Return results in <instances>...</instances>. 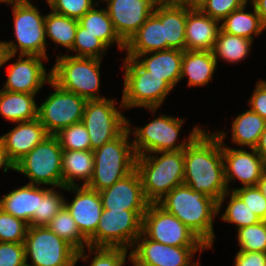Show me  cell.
<instances>
[{"label": "cell", "mask_w": 266, "mask_h": 266, "mask_svg": "<svg viewBox=\"0 0 266 266\" xmlns=\"http://www.w3.org/2000/svg\"><path fill=\"white\" fill-rule=\"evenodd\" d=\"M184 184L218 202V214L229 196L225 180L222 142L202 130L184 149Z\"/></svg>", "instance_id": "obj_1"}, {"label": "cell", "mask_w": 266, "mask_h": 266, "mask_svg": "<svg viewBox=\"0 0 266 266\" xmlns=\"http://www.w3.org/2000/svg\"><path fill=\"white\" fill-rule=\"evenodd\" d=\"M157 204L178 218L211 249L215 238L213 219L218 215L216 200L183 183L173 188Z\"/></svg>", "instance_id": "obj_2"}, {"label": "cell", "mask_w": 266, "mask_h": 266, "mask_svg": "<svg viewBox=\"0 0 266 266\" xmlns=\"http://www.w3.org/2000/svg\"><path fill=\"white\" fill-rule=\"evenodd\" d=\"M157 154H161L160 157ZM135 169L146 200L157 203L173 188L184 183V150L136 156Z\"/></svg>", "instance_id": "obj_3"}, {"label": "cell", "mask_w": 266, "mask_h": 266, "mask_svg": "<svg viewBox=\"0 0 266 266\" xmlns=\"http://www.w3.org/2000/svg\"><path fill=\"white\" fill-rule=\"evenodd\" d=\"M129 122L118 137L93 151L94 172L88 188L100 192L135 169L136 154L132 141L130 144L128 140L132 132Z\"/></svg>", "instance_id": "obj_4"}, {"label": "cell", "mask_w": 266, "mask_h": 266, "mask_svg": "<svg viewBox=\"0 0 266 266\" xmlns=\"http://www.w3.org/2000/svg\"><path fill=\"white\" fill-rule=\"evenodd\" d=\"M101 60L92 57L58 55L55 65L49 71L51 80L64 90L87 100L106 99L99 94Z\"/></svg>", "instance_id": "obj_5"}, {"label": "cell", "mask_w": 266, "mask_h": 266, "mask_svg": "<svg viewBox=\"0 0 266 266\" xmlns=\"http://www.w3.org/2000/svg\"><path fill=\"white\" fill-rule=\"evenodd\" d=\"M124 89L120 106L144 107L153 114L173 88L163 79L145 70L135 59L125 58Z\"/></svg>", "instance_id": "obj_6"}, {"label": "cell", "mask_w": 266, "mask_h": 266, "mask_svg": "<svg viewBox=\"0 0 266 266\" xmlns=\"http://www.w3.org/2000/svg\"><path fill=\"white\" fill-rule=\"evenodd\" d=\"M62 152L58 138L48 135L15 164V170L30 179L29 184L63 187Z\"/></svg>", "instance_id": "obj_7"}, {"label": "cell", "mask_w": 266, "mask_h": 266, "mask_svg": "<svg viewBox=\"0 0 266 266\" xmlns=\"http://www.w3.org/2000/svg\"><path fill=\"white\" fill-rule=\"evenodd\" d=\"M183 123V118L160 115L144 127L135 128L131 134L136 137L132 141L136 156L184 150L202 129L194 127L186 141L183 140L182 143L175 145Z\"/></svg>", "instance_id": "obj_8"}, {"label": "cell", "mask_w": 266, "mask_h": 266, "mask_svg": "<svg viewBox=\"0 0 266 266\" xmlns=\"http://www.w3.org/2000/svg\"><path fill=\"white\" fill-rule=\"evenodd\" d=\"M14 16V33L17 44L5 41L9 54L38 55L48 58L46 53L45 16L41 15L29 0H18L12 3Z\"/></svg>", "instance_id": "obj_9"}, {"label": "cell", "mask_w": 266, "mask_h": 266, "mask_svg": "<svg viewBox=\"0 0 266 266\" xmlns=\"http://www.w3.org/2000/svg\"><path fill=\"white\" fill-rule=\"evenodd\" d=\"M144 214L145 212L103 209L96 233L88 240L89 246L132 248L142 233Z\"/></svg>", "instance_id": "obj_10"}, {"label": "cell", "mask_w": 266, "mask_h": 266, "mask_svg": "<svg viewBox=\"0 0 266 266\" xmlns=\"http://www.w3.org/2000/svg\"><path fill=\"white\" fill-rule=\"evenodd\" d=\"M30 266H75L77 251L47 226H29L24 241Z\"/></svg>", "instance_id": "obj_11"}, {"label": "cell", "mask_w": 266, "mask_h": 266, "mask_svg": "<svg viewBox=\"0 0 266 266\" xmlns=\"http://www.w3.org/2000/svg\"><path fill=\"white\" fill-rule=\"evenodd\" d=\"M54 88L47 99L38 106L37 119L48 135H56L62 129L82 120L87 99L64 90L52 80L48 82Z\"/></svg>", "instance_id": "obj_12"}, {"label": "cell", "mask_w": 266, "mask_h": 266, "mask_svg": "<svg viewBox=\"0 0 266 266\" xmlns=\"http://www.w3.org/2000/svg\"><path fill=\"white\" fill-rule=\"evenodd\" d=\"M142 232L151 240L176 247H208L193 231L157 203H149Z\"/></svg>", "instance_id": "obj_13"}, {"label": "cell", "mask_w": 266, "mask_h": 266, "mask_svg": "<svg viewBox=\"0 0 266 266\" xmlns=\"http://www.w3.org/2000/svg\"><path fill=\"white\" fill-rule=\"evenodd\" d=\"M127 121L114 99L88 100L81 122L89 134L91 150L118 137L127 128Z\"/></svg>", "instance_id": "obj_14"}, {"label": "cell", "mask_w": 266, "mask_h": 266, "mask_svg": "<svg viewBox=\"0 0 266 266\" xmlns=\"http://www.w3.org/2000/svg\"><path fill=\"white\" fill-rule=\"evenodd\" d=\"M205 249L209 247L165 245L149 239L142 232L135 240L134 247L129 253V260L134 266H199V260L191 264V258H194L193 254L198 250Z\"/></svg>", "instance_id": "obj_15"}, {"label": "cell", "mask_w": 266, "mask_h": 266, "mask_svg": "<svg viewBox=\"0 0 266 266\" xmlns=\"http://www.w3.org/2000/svg\"><path fill=\"white\" fill-rule=\"evenodd\" d=\"M222 142L225 180L229 191L230 182L234 179L241 181L243 187L257 186L266 164L262 157L251 148V152L241 149L229 148L224 145L225 132L215 133Z\"/></svg>", "instance_id": "obj_16"}, {"label": "cell", "mask_w": 266, "mask_h": 266, "mask_svg": "<svg viewBox=\"0 0 266 266\" xmlns=\"http://www.w3.org/2000/svg\"><path fill=\"white\" fill-rule=\"evenodd\" d=\"M119 37L126 43L153 13L157 0H102Z\"/></svg>", "instance_id": "obj_17"}, {"label": "cell", "mask_w": 266, "mask_h": 266, "mask_svg": "<svg viewBox=\"0 0 266 266\" xmlns=\"http://www.w3.org/2000/svg\"><path fill=\"white\" fill-rule=\"evenodd\" d=\"M42 59L48 60L38 55L20 54L18 60L6 69L8 76L3 90L37 94L51 80V73L47 75Z\"/></svg>", "instance_id": "obj_18"}, {"label": "cell", "mask_w": 266, "mask_h": 266, "mask_svg": "<svg viewBox=\"0 0 266 266\" xmlns=\"http://www.w3.org/2000/svg\"><path fill=\"white\" fill-rule=\"evenodd\" d=\"M103 209L146 212V200L140 176L136 169L112 186L99 192Z\"/></svg>", "instance_id": "obj_19"}, {"label": "cell", "mask_w": 266, "mask_h": 266, "mask_svg": "<svg viewBox=\"0 0 266 266\" xmlns=\"http://www.w3.org/2000/svg\"><path fill=\"white\" fill-rule=\"evenodd\" d=\"M64 190L76 192L72 202L67 203L65 198V207L71 213L80 233L89 240L96 233L103 211L100 194L82 185L65 187Z\"/></svg>", "instance_id": "obj_20"}, {"label": "cell", "mask_w": 266, "mask_h": 266, "mask_svg": "<svg viewBox=\"0 0 266 266\" xmlns=\"http://www.w3.org/2000/svg\"><path fill=\"white\" fill-rule=\"evenodd\" d=\"M48 133L38 119L19 122L15 128L0 136L4 143L8 158L15 165L36 145L41 143Z\"/></svg>", "instance_id": "obj_21"}, {"label": "cell", "mask_w": 266, "mask_h": 266, "mask_svg": "<svg viewBox=\"0 0 266 266\" xmlns=\"http://www.w3.org/2000/svg\"><path fill=\"white\" fill-rule=\"evenodd\" d=\"M219 30V21L212 19L201 10L187 8L186 50L212 51Z\"/></svg>", "instance_id": "obj_22"}, {"label": "cell", "mask_w": 266, "mask_h": 266, "mask_svg": "<svg viewBox=\"0 0 266 266\" xmlns=\"http://www.w3.org/2000/svg\"><path fill=\"white\" fill-rule=\"evenodd\" d=\"M153 14L164 25L166 50H186L185 29L187 8L180 3H161L155 5Z\"/></svg>", "instance_id": "obj_23"}, {"label": "cell", "mask_w": 266, "mask_h": 266, "mask_svg": "<svg viewBox=\"0 0 266 266\" xmlns=\"http://www.w3.org/2000/svg\"><path fill=\"white\" fill-rule=\"evenodd\" d=\"M183 52V50L168 49L140 54L134 59L145 70L151 72L152 75L163 77L174 88L181 81Z\"/></svg>", "instance_id": "obj_24"}, {"label": "cell", "mask_w": 266, "mask_h": 266, "mask_svg": "<svg viewBox=\"0 0 266 266\" xmlns=\"http://www.w3.org/2000/svg\"><path fill=\"white\" fill-rule=\"evenodd\" d=\"M127 58L137 55L166 50L164 25L152 13L145 23L125 43Z\"/></svg>", "instance_id": "obj_25"}, {"label": "cell", "mask_w": 266, "mask_h": 266, "mask_svg": "<svg viewBox=\"0 0 266 266\" xmlns=\"http://www.w3.org/2000/svg\"><path fill=\"white\" fill-rule=\"evenodd\" d=\"M217 61L212 51L184 50L181 67V80L188 77V86H204L211 80Z\"/></svg>", "instance_id": "obj_26"}, {"label": "cell", "mask_w": 266, "mask_h": 266, "mask_svg": "<svg viewBox=\"0 0 266 266\" xmlns=\"http://www.w3.org/2000/svg\"><path fill=\"white\" fill-rule=\"evenodd\" d=\"M39 187L35 184H26L23 187L13 189L0 199V208L28 225L38 212Z\"/></svg>", "instance_id": "obj_27"}, {"label": "cell", "mask_w": 266, "mask_h": 266, "mask_svg": "<svg viewBox=\"0 0 266 266\" xmlns=\"http://www.w3.org/2000/svg\"><path fill=\"white\" fill-rule=\"evenodd\" d=\"M94 172V157L92 150H63L62 176L63 187L77 186L75 179L84 180L82 186H87Z\"/></svg>", "instance_id": "obj_28"}, {"label": "cell", "mask_w": 266, "mask_h": 266, "mask_svg": "<svg viewBox=\"0 0 266 266\" xmlns=\"http://www.w3.org/2000/svg\"><path fill=\"white\" fill-rule=\"evenodd\" d=\"M36 94L0 90V114L10 122H27L37 119Z\"/></svg>", "instance_id": "obj_29"}, {"label": "cell", "mask_w": 266, "mask_h": 266, "mask_svg": "<svg viewBox=\"0 0 266 266\" xmlns=\"http://www.w3.org/2000/svg\"><path fill=\"white\" fill-rule=\"evenodd\" d=\"M84 32H89L100 39L107 47L117 43L118 49L125 50V42L117 34L106 8L86 12L79 20Z\"/></svg>", "instance_id": "obj_30"}, {"label": "cell", "mask_w": 266, "mask_h": 266, "mask_svg": "<svg viewBox=\"0 0 266 266\" xmlns=\"http://www.w3.org/2000/svg\"><path fill=\"white\" fill-rule=\"evenodd\" d=\"M47 227L77 251V261L80 259L86 261L89 258V255L84 252L85 246H89L88 240L80 233L75 220L65 206L53 217Z\"/></svg>", "instance_id": "obj_31"}, {"label": "cell", "mask_w": 266, "mask_h": 266, "mask_svg": "<svg viewBox=\"0 0 266 266\" xmlns=\"http://www.w3.org/2000/svg\"><path fill=\"white\" fill-rule=\"evenodd\" d=\"M246 5L232 11L220 23V28L229 34L244 37L253 40V35H260L266 26L260 19V16L255 11L245 12ZM224 21V22H223Z\"/></svg>", "instance_id": "obj_32"}, {"label": "cell", "mask_w": 266, "mask_h": 266, "mask_svg": "<svg viewBox=\"0 0 266 266\" xmlns=\"http://www.w3.org/2000/svg\"><path fill=\"white\" fill-rule=\"evenodd\" d=\"M265 124V119L248 109L239 114L232 123V142L242 147L255 148Z\"/></svg>", "instance_id": "obj_33"}, {"label": "cell", "mask_w": 266, "mask_h": 266, "mask_svg": "<svg viewBox=\"0 0 266 266\" xmlns=\"http://www.w3.org/2000/svg\"><path fill=\"white\" fill-rule=\"evenodd\" d=\"M252 42L251 39L226 33L220 28L212 52L216 61L221 58L236 63L248 56Z\"/></svg>", "instance_id": "obj_34"}, {"label": "cell", "mask_w": 266, "mask_h": 266, "mask_svg": "<svg viewBox=\"0 0 266 266\" xmlns=\"http://www.w3.org/2000/svg\"><path fill=\"white\" fill-rule=\"evenodd\" d=\"M79 21L51 11L45 15V34L54 43L72 50Z\"/></svg>", "instance_id": "obj_35"}, {"label": "cell", "mask_w": 266, "mask_h": 266, "mask_svg": "<svg viewBox=\"0 0 266 266\" xmlns=\"http://www.w3.org/2000/svg\"><path fill=\"white\" fill-rule=\"evenodd\" d=\"M65 206V198L52 188L39 187L38 212L34 213L28 226H47Z\"/></svg>", "instance_id": "obj_36"}, {"label": "cell", "mask_w": 266, "mask_h": 266, "mask_svg": "<svg viewBox=\"0 0 266 266\" xmlns=\"http://www.w3.org/2000/svg\"><path fill=\"white\" fill-rule=\"evenodd\" d=\"M237 232L239 251L266 252V221L239 228Z\"/></svg>", "instance_id": "obj_37"}, {"label": "cell", "mask_w": 266, "mask_h": 266, "mask_svg": "<svg viewBox=\"0 0 266 266\" xmlns=\"http://www.w3.org/2000/svg\"><path fill=\"white\" fill-rule=\"evenodd\" d=\"M221 219L236 224L237 230L261 221L233 191H231L230 201Z\"/></svg>", "instance_id": "obj_38"}, {"label": "cell", "mask_w": 266, "mask_h": 266, "mask_svg": "<svg viewBox=\"0 0 266 266\" xmlns=\"http://www.w3.org/2000/svg\"><path fill=\"white\" fill-rule=\"evenodd\" d=\"M107 48L100 39L89 32H84V28L78 24L72 47V52L75 51L77 54L72 56L102 59V54L105 53Z\"/></svg>", "instance_id": "obj_39"}, {"label": "cell", "mask_w": 266, "mask_h": 266, "mask_svg": "<svg viewBox=\"0 0 266 266\" xmlns=\"http://www.w3.org/2000/svg\"><path fill=\"white\" fill-rule=\"evenodd\" d=\"M55 136L63 150H91L89 134L81 121L62 129Z\"/></svg>", "instance_id": "obj_40"}, {"label": "cell", "mask_w": 266, "mask_h": 266, "mask_svg": "<svg viewBox=\"0 0 266 266\" xmlns=\"http://www.w3.org/2000/svg\"><path fill=\"white\" fill-rule=\"evenodd\" d=\"M28 224L0 208V242H24Z\"/></svg>", "instance_id": "obj_41"}, {"label": "cell", "mask_w": 266, "mask_h": 266, "mask_svg": "<svg viewBox=\"0 0 266 266\" xmlns=\"http://www.w3.org/2000/svg\"><path fill=\"white\" fill-rule=\"evenodd\" d=\"M53 12L79 20L86 12L98 5L93 0H46Z\"/></svg>", "instance_id": "obj_42"}, {"label": "cell", "mask_w": 266, "mask_h": 266, "mask_svg": "<svg viewBox=\"0 0 266 266\" xmlns=\"http://www.w3.org/2000/svg\"><path fill=\"white\" fill-rule=\"evenodd\" d=\"M88 253H95L90 266H123L126 264L128 249L119 247H91Z\"/></svg>", "instance_id": "obj_43"}, {"label": "cell", "mask_w": 266, "mask_h": 266, "mask_svg": "<svg viewBox=\"0 0 266 266\" xmlns=\"http://www.w3.org/2000/svg\"><path fill=\"white\" fill-rule=\"evenodd\" d=\"M261 221H266V198L258 186L233 188L232 190Z\"/></svg>", "instance_id": "obj_44"}, {"label": "cell", "mask_w": 266, "mask_h": 266, "mask_svg": "<svg viewBox=\"0 0 266 266\" xmlns=\"http://www.w3.org/2000/svg\"><path fill=\"white\" fill-rule=\"evenodd\" d=\"M249 0H209L201 10L212 19L222 22L232 11L244 6Z\"/></svg>", "instance_id": "obj_45"}, {"label": "cell", "mask_w": 266, "mask_h": 266, "mask_svg": "<svg viewBox=\"0 0 266 266\" xmlns=\"http://www.w3.org/2000/svg\"><path fill=\"white\" fill-rule=\"evenodd\" d=\"M25 264L24 242H0V266H23Z\"/></svg>", "instance_id": "obj_46"}, {"label": "cell", "mask_w": 266, "mask_h": 266, "mask_svg": "<svg viewBox=\"0 0 266 266\" xmlns=\"http://www.w3.org/2000/svg\"><path fill=\"white\" fill-rule=\"evenodd\" d=\"M250 109L266 120V81H258L249 100Z\"/></svg>", "instance_id": "obj_47"}, {"label": "cell", "mask_w": 266, "mask_h": 266, "mask_svg": "<svg viewBox=\"0 0 266 266\" xmlns=\"http://www.w3.org/2000/svg\"><path fill=\"white\" fill-rule=\"evenodd\" d=\"M235 266H266V252L238 251L235 256Z\"/></svg>", "instance_id": "obj_48"}, {"label": "cell", "mask_w": 266, "mask_h": 266, "mask_svg": "<svg viewBox=\"0 0 266 266\" xmlns=\"http://www.w3.org/2000/svg\"><path fill=\"white\" fill-rule=\"evenodd\" d=\"M4 173L8 171V169L15 170V165L12 161L8 158L7 152L4 147V143L0 138V169L3 168Z\"/></svg>", "instance_id": "obj_49"}, {"label": "cell", "mask_w": 266, "mask_h": 266, "mask_svg": "<svg viewBox=\"0 0 266 266\" xmlns=\"http://www.w3.org/2000/svg\"><path fill=\"white\" fill-rule=\"evenodd\" d=\"M251 4L266 26V0H251Z\"/></svg>", "instance_id": "obj_50"}, {"label": "cell", "mask_w": 266, "mask_h": 266, "mask_svg": "<svg viewBox=\"0 0 266 266\" xmlns=\"http://www.w3.org/2000/svg\"><path fill=\"white\" fill-rule=\"evenodd\" d=\"M256 152L262 157L264 163L266 164V124L265 128L260 135L257 146L255 147Z\"/></svg>", "instance_id": "obj_51"}, {"label": "cell", "mask_w": 266, "mask_h": 266, "mask_svg": "<svg viewBox=\"0 0 266 266\" xmlns=\"http://www.w3.org/2000/svg\"><path fill=\"white\" fill-rule=\"evenodd\" d=\"M209 0H182L181 5L189 10H202Z\"/></svg>", "instance_id": "obj_52"}, {"label": "cell", "mask_w": 266, "mask_h": 266, "mask_svg": "<svg viewBox=\"0 0 266 266\" xmlns=\"http://www.w3.org/2000/svg\"><path fill=\"white\" fill-rule=\"evenodd\" d=\"M15 57L14 54H9L6 51L5 41L0 42V67L7 63L11 58Z\"/></svg>", "instance_id": "obj_53"}, {"label": "cell", "mask_w": 266, "mask_h": 266, "mask_svg": "<svg viewBox=\"0 0 266 266\" xmlns=\"http://www.w3.org/2000/svg\"><path fill=\"white\" fill-rule=\"evenodd\" d=\"M257 186L261 190L264 197L266 198V171L263 173Z\"/></svg>", "instance_id": "obj_54"}, {"label": "cell", "mask_w": 266, "mask_h": 266, "mask_svg": "<svg viewBox=\"0 0 266 266\" xmlns=\"http://www.w3.org/2000/svg\"><path fill=\"white\" fill-rule=\"evenodd\" d=\"M182 0H157V2L161 3H180Z\"/></svg>", "instance_id": "obj_55"}, {"label": "cell", "mask_w": 266, "mask_h": 266, "mask_svg": "<svg viewBox=\"0 0 266 266\" xmlns=\"http://www.w3.org/2000/svg\"><path fill=\"white\" fill-rule=\"evenodd\" d=\"M16 1H18V0H0V3L12 4V3L16 2Z\"/></svg>", "instance_id": "obj_56"}]
</instances>
